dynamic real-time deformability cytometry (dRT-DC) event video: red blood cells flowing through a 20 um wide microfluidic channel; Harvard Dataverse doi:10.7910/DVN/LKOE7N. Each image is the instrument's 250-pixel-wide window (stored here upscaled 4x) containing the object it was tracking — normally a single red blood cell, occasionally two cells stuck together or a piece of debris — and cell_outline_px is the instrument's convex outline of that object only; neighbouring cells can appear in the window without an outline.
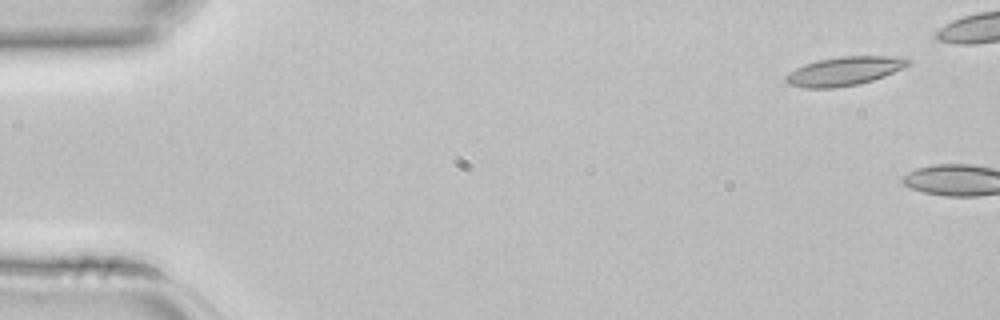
{"species": "common noctule bat (a hibernating species)", "species_latin": "Nyctalus noctula", "temperature_condition": "room temperature", "stored_images_in_passage": 2, "camera_frame_rate_fps": 3000, "um_per_image_px": 0.085, "animal": {"sex": "female", "body_mass_g": 22.7, "forearm_length_mm": 54.2}, "frame": {"image": 1, "passage_image": 1, "time_ms": 0.0, "image_size_px": [1000, 320], "cell_outline_px": [[912, 64], [904, 68], [884, 76], [860, 84], [836, 88], [804, 88], [788, 84], [784, 80], [784, 76], [788, 72], [804, 64], [816, 60], [840, 56], [892, 56], [912, 60]], "centroid_in_image_um": [71.75, 6.05], "position_along_channel_um": 13.3, "area_um2": 20.81}}